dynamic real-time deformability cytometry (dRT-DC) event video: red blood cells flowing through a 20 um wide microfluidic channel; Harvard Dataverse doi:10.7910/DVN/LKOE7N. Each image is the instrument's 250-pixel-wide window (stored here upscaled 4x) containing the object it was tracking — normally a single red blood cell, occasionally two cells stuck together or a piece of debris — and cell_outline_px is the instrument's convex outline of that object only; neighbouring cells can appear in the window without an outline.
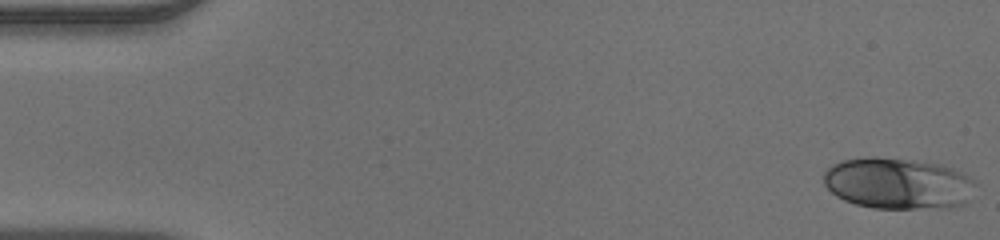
{"species": "human", "species_latin": "Homo sapiens", "temperature_condition": "warm", "stored_images_in_passage": 49, "camera_frame_rate_fps": 3000, "um_per_image_px": 0.085, "donor": {"sex": "male"}, "frame": {"image": 1, "passage_image": 1, "time_ms": 0.0, "image_size_px": [1000, 240], "cell_outline_px": [[976, 184], [964, 204], [952, 208], [872, 208], [856, 204], [844, 200], [836, 196], [824, 184], [824, 172], [832, 164], [844, 160], [868, 156], [876, 156], [940, 164], [952, 168], [960, 172], [972, 180]], "centroid_in_image_um": [76.3, 15.59], "position_along_channel_um": 8.7, "area_um2": 45.26}}
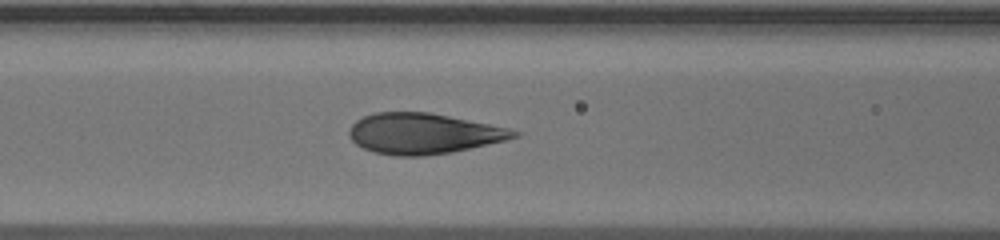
{"frame": {"image": 2, "passage_image": 20, "time_ms": 6.333, "image_size_px": [1000, 240], "cell_outline_px": [[524, 132], [520, 136], [504, 140], [452, 152], [424, 156], [396, 156], [376, 152], [364, 148], [356, 144], [348, 136], [348, 132], [352, 124], [356, 120], [364, 116], [376, 112], [432, 112], [508, 128]], "centroid_in_image_um": [35.99, 11.34], "position_along_channel_um": 130.6, "area_um2": 39.02}}
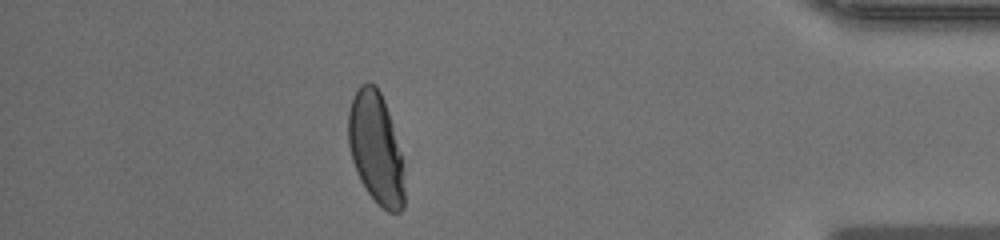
{"frame": {"image": 3, "passage_image": 43, "time_ms": 14.0, "image_size_px": [1000, 240], "cell_outline_px": [[404, 208], [400, 212], [388, 212], [368, 192], [360, 180], [352, 160], [348, 144], [348, 112], [352, 100], [360, 84], [376, 84], [384, 100], [392, 124], [400, 152], [404, 192]], "centroid_in_image_um": [31.93, 12.59], "position_along_channel_um": 403.3, "area_um2": 35.78}}